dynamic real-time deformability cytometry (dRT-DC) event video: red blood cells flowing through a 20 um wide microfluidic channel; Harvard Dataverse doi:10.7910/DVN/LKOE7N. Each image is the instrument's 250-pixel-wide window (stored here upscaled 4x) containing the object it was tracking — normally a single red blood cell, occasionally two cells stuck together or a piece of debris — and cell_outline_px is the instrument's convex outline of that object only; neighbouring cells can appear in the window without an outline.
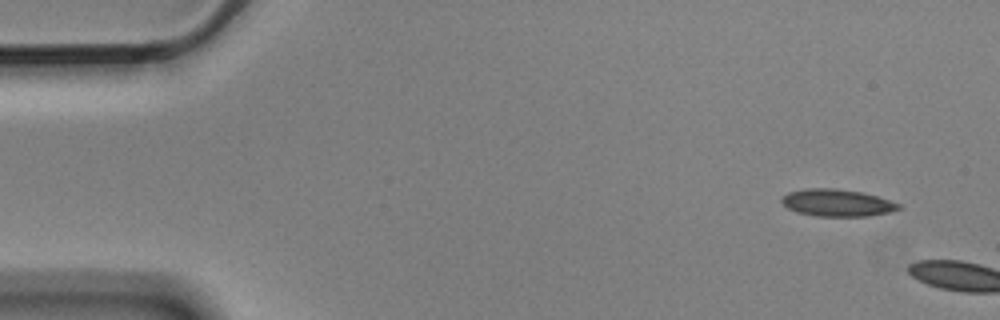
{"species": "Egyptian fruit bat (a non-hibernating species)", "species_latin": "Rousettus aegyptiacus", "temperature_condition": "cold", "stored_images_in_passage": 2, "camera_frame_rate_fps": 3000, "um_per_image_px": 0.085, "animal": {"sex": "male"}, "frame": {"image": 1, "passage_image": 1, "time_ms": 0.0, "image_size_px": [1000, 320], "cell_outline_px": [[900, 208], [888, 212], [868, 216], [816, 216], [796, 212], [788, 208], [780, 200], [780, 196], [788, 192], [804, 188], [836, 188], [864, 192], [900, 204]], "centroid_in_image_um": [71.09, 17.22], "position_along_channel_um": 13.9, "area_um2": 18.55}}